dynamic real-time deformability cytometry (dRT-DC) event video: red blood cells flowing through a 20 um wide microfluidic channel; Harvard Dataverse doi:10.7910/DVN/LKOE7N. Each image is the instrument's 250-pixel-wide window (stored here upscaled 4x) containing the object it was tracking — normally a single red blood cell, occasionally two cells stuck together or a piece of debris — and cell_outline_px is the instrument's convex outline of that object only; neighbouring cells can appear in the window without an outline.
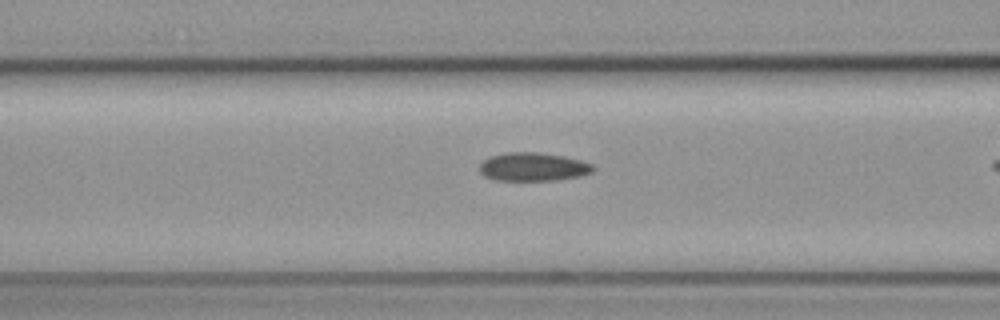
{"species": "common noctule bat (a hibernating species)", "species_latin": "Nyctalus noctula", "temperature_condition": "cold", "stored_images_in_passage": 24, "camera_frame_rate_fps": 3000, "um_per_image_px": 0.085, "animal": {"sex": "female", "body_mass_g": 19.3, "forearm_length_mm": 54.1}, "frame": {"image": 1, "passage_image": 19, "time_ms": 6.0, "image_size_px": [1000, 320], "cell_outline_px": [[596, 168], [592, 172], [580, 176], [556, 180], [492, 180], [484, 176], [480, 172], [480, 164], [488, 156], [508, 152], [536, 152], [564, 156], [580, 160], [592, 164]], "centroid_in_image_um": [45.3, 14.18], "position_along_channel_um": 121.3, "area_um2": 18.9}}
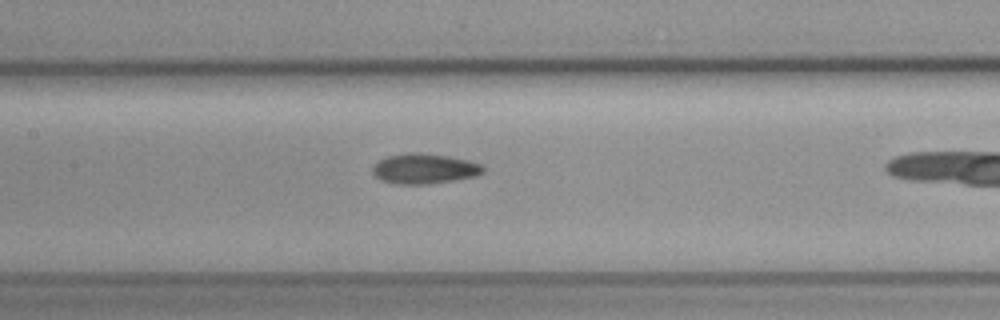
{"frame": {"image": 2, "passage_image": 23, "time_ms": 7.333, "image_size_px": [1000, 320], "cell_outline_px": [[484, 172], [476, 176], [452, 180], [424, 184], [396, 184], [380, 180], [372, 172], [372, 168], [380, 160], [388, 156], [408, 152], [420, 152], [448, 156], [468, 160], [484, 164]], "centroid_in_image_um": [36.09, 14.33], "position_along_channel_um": 171.3, "area_um2": 19.42}}